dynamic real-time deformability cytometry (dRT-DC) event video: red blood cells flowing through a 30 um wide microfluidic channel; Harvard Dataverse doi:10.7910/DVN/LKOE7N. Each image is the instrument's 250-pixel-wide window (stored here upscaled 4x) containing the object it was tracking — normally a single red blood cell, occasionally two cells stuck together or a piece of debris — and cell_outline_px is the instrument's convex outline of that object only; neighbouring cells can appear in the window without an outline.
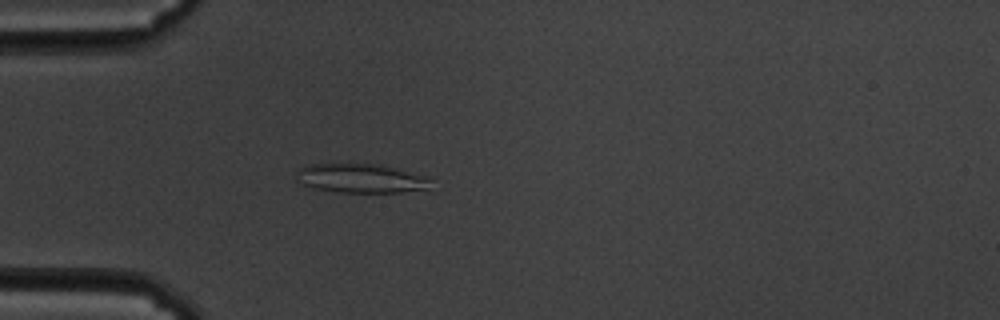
{"species": "common noctule bat (a hibernating species)", "species_latin": "Nyctalus noctula", "temperature_condition": "cold", "stored_images_in_passage": 52, "camera_frame_rate_fps": 3000, "um_per_image_px": 0.085, "animal": {"sex": "male", "body_mass_g": 19.5, "forearm_length_mm": 54.6}, "frame": {"image": 1, "passage_image": 10, "time_ms": 3.0, "image_size_px": [1000, 320], "cell_outline_px": [[436, 192], [340, 192], [316, 188], [304, 184], [296, 180], [296, 172], [300, 168], [308, 164], [380, 164], [428, 176], [432, 180]], "centroid_in_image_um": [30.88, 15.18], "position_along_channel_um": 54.1, "area_um2": 23.47}}
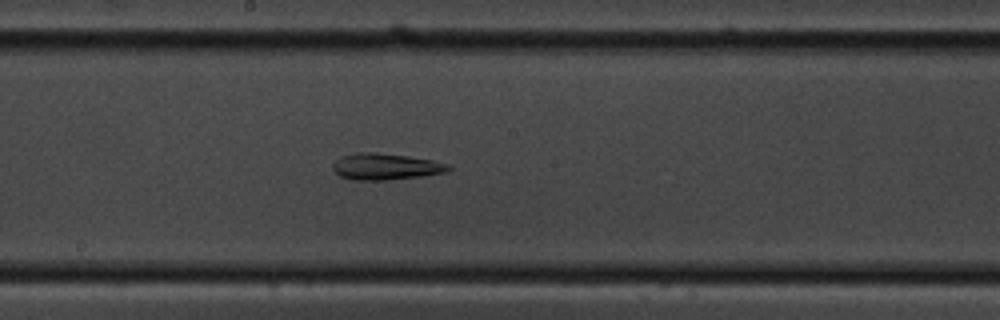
{"frame": {"image": 2, "passage_image": 25, "time_ms": 8.0, "image_size_px": [1000, 320], "cell_outline_px": [[452, 168], [448, 172], [420, 176], [384, 180], [352, 180], [340, 176], [332, 168], [332, 164], [340, 156], [356, 152], [376, 152], [408, 156], [432, 160], [448, 164]], "centroid_in_image_um": [32.75, 14.15], "position_along_channel_um": 215.4, "area_um2": 17.86}}
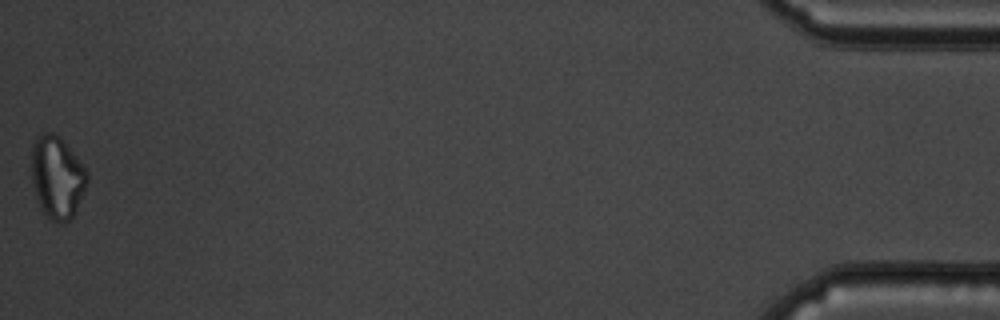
{"frame": {"image": 3, "passage_image": 52, "time_ms": 17.0, "image_size_px": [1000, 320], "cell_outline_px": [[88, 184], [72, 216], [64, 224], [60, 224], [52, 220], [40, 208], [36, 200], [32, 184], [32, 148], [36, 136], [44, 132], [52, 132], [72, 152], [88, 172]], "centroid_in_image_um": [4.84, 15.1], "position_along_channel_um": 430.4, "area_um2": 26.41}, "authors_computed_cell_mechanics": {"area_um2": 22.3975, "velocity_mm_per_s": 3.3908, "shape_relaxation_time_tau1_ms": null, "shape_relaxation_time_tau2_ms": 2.5447, "deformation_change_tau1": null, "deformation_change_tau2": 0.1133}}